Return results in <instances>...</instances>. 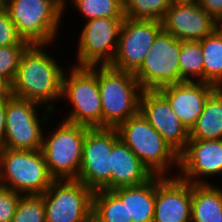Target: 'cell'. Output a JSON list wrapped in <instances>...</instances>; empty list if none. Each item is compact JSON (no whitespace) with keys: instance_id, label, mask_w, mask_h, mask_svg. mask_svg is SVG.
<instances>
[{"instance_id":"obj_19","label":"cell","mask_w":222,"mask_h":222,"mask_svg":"<svg viewBox=\"0 0 222 222\" xmlns=\"http://www.w3.org/2000/svg\"><path fill=\"white\" fill-rule=\"evenodd\" d=\"M152 176L140 159L120 138L113 144L111 150V190L142 184Z\"/></svg>"},{"instance_id":"obj_10","label":"cell","mask_w":222,"mask_h":222,"mask_svg":"<svg viewBox=\"0 0 222 222\" xmlns=\"http://www.w3.org/2000/svg\"><path fill=\"white\" fill-rule=\"evenodd\" d=\"M118 139L116 128H89L86 131L77 181L93 192L111 190V150Z\"/></svg>"},{"instance_id":"obj_3","label":"cell","mask_w":222,"mask_h":222,"mask_svg":"<svg viewBox=\"0 0 222 222\" xmlns=\"http://www.w3.org/2000/svg\"><path fill=\"white\" fill-rule=\"evenodd\" d=\"M102 103V128H117L140 109L142 88L134 73L97 65Z\"/></svg>"},{"instance_id":"obj_2","label":"cell","mask_w":222,"mask_h":222,"mask_svg":"<svg viewBox=\"0 0 222 222\" xmlns=\"http://www.w3.org/2000/svg\"><path fill=\"white\" fill-rule=\"evenodd\" d=\"M116 129L119 138L134 152L152 175L177 176L176 172L172 174L171 169H179V155L140 111Z\"/></svg>"},{"instance_id":"obj_4","label":"cell","mask_w":222,"mask_h":222,"mask_svg":"<svg viewBox=\"0 0 222 222\" xmlns=\"http://www.w3.org/2000/svg\"><path fill=\"white\" fill-rule=\"evenodd\" d=\"M61 101H67L66 103L72 106L70 111L66 112L67 115H64V121L89 128H102V103L97 65L67 67L62 79Z\"/></svg>"},{"instance_id":"obj_1","label":"cell","mask_w":222,"mask_h":222,"mask_svg":"<svg viewBox=\"0 0 222 222\" xmlns=\"http://www.w3.org/2000/svg\"><path fill=\"white\" fill-rule=\"evenodd\" d=\"M51 45L29 44L26 47L12 82V95L36 102L55 113L54 104L61 101L65 67L48 53Z\"/></svg>"},{"instance_id":"obj_7","label":"cell","mask_w":222,"mask_h":222,"mask_svg":"<svg viewBox=\"0 0 222 222\" xmlns=\"http://www.w3.org/2000/svg\"><path fill=\"white\" fill-rule=\"evenodd\" d=\"M54 181L41 150H0V186L35 195L43 194Z\"/></svg>"},{"instance_id":"obj_20","label":"cell","mask_w":222,"mask_h":222,"mask_svg":"<svg viewBox=\"0 0 222 222\" xmlns=\"http://www.w3.org/2000/svg\"><path fill=\"white\" fill-rule=\"evenodd\" d=\"M123 203H126L128 221L153 222L156 198V176L148 181L112 190Z\"/></svg>"},{"instance_id":"obj_17","label":"cell","mask_w":222,"mask_h":222,"mask_svg":"<svg viewBox=\"0 0 222 222\" xmlns=\"http://www.w3.org/2000/svg\"><path fill=\"white\" fill-rule=\"evenodd\" d=\"M191 201V183L178 176H156L153 222H191Z\"/></svg>"},{"instance_id":"obj_8","label":"cell","mask_w":222,"mask_h":222,"mask_svg":"<svg viewBox=\"0 0 222 222\" xmlns=\"http://www.w3.org/2000/svg\"><path fill=\"white\" fill-rule=\"evenodd\" d=\"M54 114L36 102L12 95L7 99L4 148L41 150L43 126L48 127L47 124L51 122V115Z\"/></svg>"},{"instance_id":"obj_30","label":"cell","mask_w":222,"mask_h":222,"mask_svg":"<svg viewBox=\"0 0 222 222\" xmlns=\"http://www.w3.org/2000/svg\"><path fill=\"white\" fill-rule=\"evenodd\" d=\"M11 45H29L18 34L17 28L5 10L0 13V47Z\"/></svg>"},{"instance_id":"obj_6","label":"cell","mask_w":222,"mask_h":222,"mask_svg":"<svg viewBox=\"0 0 222 222\" xmlns=\"http://www.w3.org/2000/svg\"><path fill=\"white\" fill-rule=\"evenodd\" d=\"M49 134L44 130L41 151L50 175L55 180H77L83 144L89 127L59 121Z\"/></svg>"},{"instance_id":"obj_18","label":"cell","mask_w":222,"mask_h":222,"mask_svg":"<svg viewBox=\"0 0 222 222\" xmlns=\"http://www.w3.org/2000/svg\"><path fill=\"white\" fill-rule=\"evenodd\" d=\"M216 89L214 85L201 81H183L158 91L168 100L181 123L190 130L201 115L207 98Z\"/></svg>"},{"instance_id":"obj_31","label":"cell","mask_w":222,"mask_h":222,"mask_svg":"<svg viewBox=\"0 0 222 222\" xmlns=\"http://www.w3.org/2000/svg\"><path fill=\"white\" fill-rule=\"evenodd\" d=\"M22 194L0 186V222H12L16 206Z\"/></svg>"},{"instance_id":"obj_36","label":"cell","mask_w":222,"mask_h":222,"mask_svg":"<svg viewBox=\"0 0 222 222\" xmlns=\"http://www.w3.org/2000/svg\"><path fill=\"white\" fill-rule=\"evenodd\" d=\"M6 10V0H0V13Z\"/></svg>"},{"instance_id":"obj_15","label":"cell","mask_w":222,"mask_h":222,"mask_svg":"<svg viewBox=\"0 0 222 222\" xmlns=\"http://www.w3.org/2000/svg\"><path fill=\"white\" fill-rule=\"evenodd\" d=\"M139 111L178 155L185 150L189 141V130L158 90L142 91Z\"/></svg>"},{"instance_id":"obj_12","label":"cell","mask_w":222,"mask_h":222,"mask_svg":"<svg viewBox=\"0 0 222 222\" xmlns=\"http://www.w3.org/2000/svg\"><path fill=\"white\" fill-rule=\"evenodd\" d=\"M124 18H97L84 21L77 37L76 67L110 65L117 47Z\"/></svg>"},{"instance_id":"obj_32","label":"cell","mask_w":222,"mask_h":222,"mask_svg":"<svg viewBox=\"0 0 222 222\" xmlns=\"http://www.w3.org/2000/svg\"><path fill=\"white\" fill-rule=\"evenodd\" d=\"M197 2L215 21L222 15V0H197Z\"/></svg>"},{"instance_id":"obj_28","label":"cell","mask_w":222,"mask_h":222,"mask_svg":"<svg viewBox=\"0 0 222 222\" xmlns=\"http://www.w3.org/2000/svg\"><path fill=\"white\" fill-rule=\"evenodd\" d=\"M12 222H46L43 194L22 195Z\"/></svg>"},{"instance_id":"obj_37","label":"cell","mask_w":222,"mask_h":222,"mask_svg":"<svg viewBox=\"0 0 222 222\" xmlns=\"http://www.w3.org/2000/svg\"><path fill=\"white\" fill-rule=\"evenodd\" d=\"M197 0H170L171 3H180V2H193Z\"/></svg>"},{"instance_id":"obj_16","label":"cell","mask_w":222,"mask_h":222,"mask_svg":"<svg viewBox=\"0 0 222 222\" xmlns=\"http://www.w3.org/2000/svg\"><path fill=\"white\" fill-rule=\"evenodd\" d=\"M161 22L165 32L181 41H200L216 30V21L197 1L171 3Z\"/></svg>"},{"instance_id":"obj_33","label":"cell","mask_w":222,"mask_h":222,"mask_svg":"<svg viewBox=\"0 0 222 222\" xmlns=\"http://www.w3.org/2000/svg\"><path fill=\"white\" fill-rule=\"evenodd\" d=\"M7 108V99L0 100V150L4 149L5 145V116Z\"/></svg>"},{"instance_id":"obj_5","label":"cell","mask_w":222,"mask_h":222,"mask_svg":"<svg viewBox=\"0 0 222 222\" xmlns=\"http://www.w3.org/2000/svg\"><path fill=\"white\" fill-rule=\"evenodd\" d=\"M18 34L29 44H54L64 18L63 0H6Z\"/></svg>"},{"instance_id":"obj_25","label":"cell","mask_w":222,"mask_h":222,"mask_svg":"<svg viewBox=\"0 0 222 222\" xmlns=\"http://www.w3.org/2000/svg\"><path fill=\"white\" fill-rule=\"evenodd\" d=\"M64 14L70 2L76 12H80L84 21L97 18H125L123 0H63ZM67 1V2H66Z\"/></svg>"},{"instance_id":"obj_11","label":"cell","mask_w":222,"mask_h":222,"mask_svg":"<svg viewBox=\"0 0 222 222\" xmlns=\"http://www.w3.org/2000/svg\"><path fill=\"white\" fill-rule=\"evenodd\" d=\"M93 191L77 180H55L43 193L46 222H92Z\"/></svg>"},{"instance_id":"obj_34","label":"cell","mask_w":222,"mask_h":222,"mask_svg":"<svg viewBox=\"0 0 222 222\" xmlns=\"http://www.w3.org/2000/svg\"><path fill=\"white\" fill-rule=\"evenodd\" d=\"M12 96V83L5 77L0 76V100Z\"/></svg>"},{"instance_id":"obj_21","label":"cell","mask_w":222,"mask_h":222,"mask_svg":"<svg viewBox=\"0 0 222 222\" xmlns=\"http://www.w3.org/2000/svg\"><path fill=\"white\" fill-rule=\"evenodd\" d=\"M191 222H222V188L192 184Z\"/></svg>"},{"instance_id":"obj_22","label":"cell","mask_w":222,"mask_h":222,"mask_svg":"<svg viewBox=\"0 0 222 222\" xmlns=\"http://www.w3.org/2000/svg\"><path fill=\"white\" fill-rule=\"evenodd\" d=\"M222 139V88H217L208 98L204 109L189 130V140Z\"/></svg>"},{"instance_id":"obj_27","label":"cell","mask_w":222,"mask_h":222,"mask_svg":"<svg viewBox=\"0 0 222 222\" xmlns=\"http://www.w3.org/2000/svg\"><path fill=\"white\" fill-rule=\"evenodd\" d=\"M123 2L124 17L158 21L164 18L171 4L170 0H123Z\"/></svg>"},{"instance_id":"obj_24","label":"cell","mask_w":222,"mask_h":222,"mask_svg":"<svg viewBox=\"0 0 222 222\" xmlns=\"http://www.w3.org/2000/svg\"><path fill=\"white\" fill-rule=\"evenodd\" d=\"M92 222H132L128 221L126 203L112 190H97L92 199Z\"/></svg>"},{"instance_id":"obj_9","label":"cell","mask_w":222,"mask_h":222,"mask_svg":"<svg viewBox=\"0 0 222 222\" xmlns=\"http://www.w3.org/2000/svg\"><path fill=\"white\" fill-rule=\"evenodd\" d=\"M180 40L163 29L134 76L142 90H158L181 82L179 70Z\"/></svg>"},{"instance_id":"obj_23","label":"cell","mask_w":222,"mask_h":222,"mask_svg":"<svg viewBox=\"0 0 222 222\" xmlns=\"http://www.w3.org/2000/svg\"><path fill=\"white\" fill-rule=\"evenodd\" d=\"M203 51V82L222 88V32L215 30L199 41Z\"/></svg>"},{"instance_id":"obj_14","label":"cell","mask_w":222,"mask_h":222,"mask_svg":"<svg viewBox=\"0 0 222 222\" xmlns=\"http://www.w3.org/2000/svg\"><path fill=\"white\" fill-rule=\"evenodd\" d=\"M177 176L191 184H213L222 175V139L189 140L185 150L179 155ZM207 178V179H205Z\"/></svg>"},{"instance_id":"obj_26","label":"cell","mask_w":222,"mask_h":222,"mask_svg":"<svg viewBox=\"0 0 222 222\" xmlns=\"http://www.w3.org/2000/svg\"><path fill=\"white\" fill-rule=\"evenodd\" d=\"M203 51L199 41H181L179 55V70L181 82H203Z\"/></svg>"},{"instance_id":"obj_35","label":"cell","mask_w":222,"mask_h":222,"mask_svg":"<svg viewBox=\"0 0 222 222\" xmlns=\"http://www.w3.org/2000/svg\"><path fill=\"white\" fill-rule=\"evenodd\" d=\"M216 30L222 32V15L216 21Z\"/></svg>"},{"instance_id":"obj_29","label":"cell","mask_w":222,"mask_h":222,"mask_svg":"<svg viewBox=\"0 0 222 222\" xmlns=\"http://www.w3.org/2000/svg\"><path fill=\"white\" fill-rule=\"evenodd\" d=\"M28 45L0 47V76L13 82L19 67L20 57Z\"/></svg>"},{"instance_id":"obj_13","label":"cell","mask_w":222,"mask_h":222,"mask_svg":"<svg viewBox=\"0 0 222 222\" xmlns=\"http://www.w3.org/2000/svg\"><path fill=\"white\" fill-rule=\"evenodd\" d=\"M161 30V21L125 17L119 32L117 51L110 66L135 73Z\"/></svg>"}]
</instances>
